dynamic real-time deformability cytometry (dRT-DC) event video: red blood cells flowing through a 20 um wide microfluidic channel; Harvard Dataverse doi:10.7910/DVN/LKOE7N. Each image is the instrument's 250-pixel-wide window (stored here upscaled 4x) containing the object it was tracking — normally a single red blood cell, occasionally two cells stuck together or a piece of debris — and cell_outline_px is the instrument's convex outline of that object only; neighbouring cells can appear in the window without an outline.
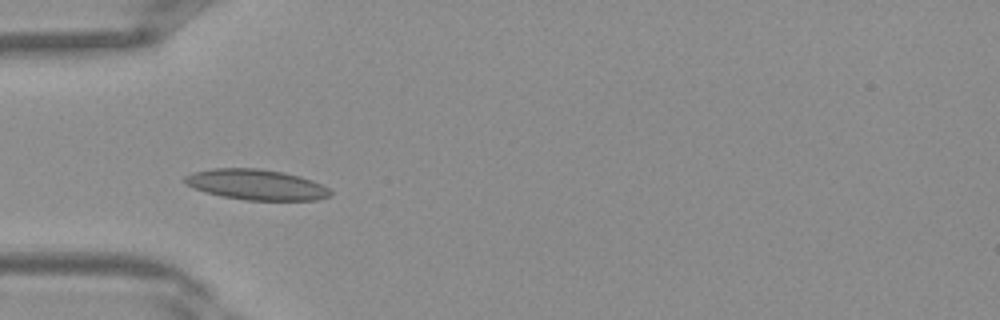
{"species": "Egyptian fruit bat (a non-hibernating species)", "species_latin": "Rousettus aegyptiacus", "temperature_condition": "warm", "stored_images_in_passage": 21, "camera_frame_rate_fps": 3000, "um_per_image_px": 0.085, "frame": {"image": 1, "passage_image": 2, "time_ms": 0.333, "image_size_px": [1000, 320], "cell_outline_px": [[332, 196], [316, 200], [244, 200], [224, 196], [192, 188], [184, 180], [184, 176], [192, 172], [212, 168], [256, 168], [284, 172], [300, 176], [312, 180], [328, 188], [332, 192]], "centroid_in_image_um": [21.8, 15.69], "position_along_channel_um": 63.2, "area_um2": 25.84}}
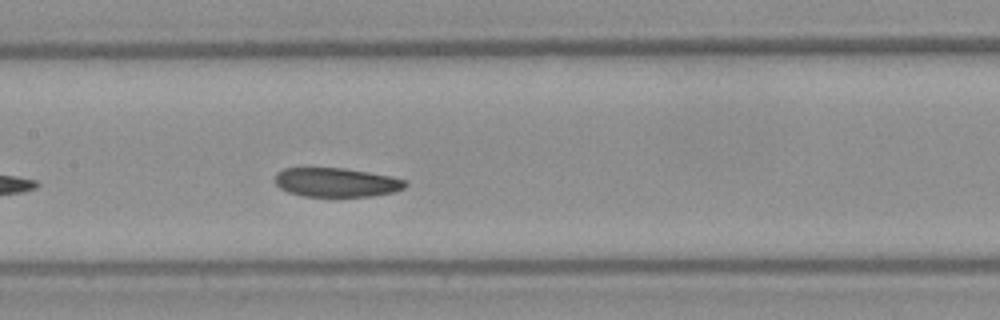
{"frame": {"image": 2, "passage_image": 9, "time_ms": 2.667, "image_size_px": [1000, 320], "cell_outline_px": [[408, 184], [404, 188], [392, 192], [372, 196], [304, 196], [288, 192], [280, 188], [276, 184], [276, 172], [284, 168], [344, 168], [392, 176], [404, 180]], "centroid_in_image_um": [28.59, 15.5], "position_along_channel_um": 178.8, "area_um2": 21.96}}
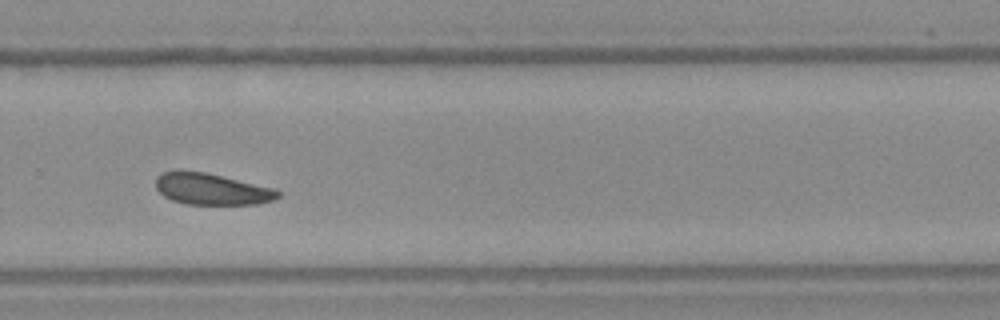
{"frame": {"image": 3, "passage_image": 17, "time_ms": 5.333, "image_size_px": [1000, 320], "cell_outline_px": [[280, 196], [272, 200], [256, 204], [184, 204], [172, 200], [164, 196], [156, 188], [156, 176], [164, 172], [180, 168], [204, 172], [272, 188], [280, 192]], "centroid_in_image_um": [17.91, 16.05], "position_along_channel_um": 311.9, "area_um2": 22.37}}